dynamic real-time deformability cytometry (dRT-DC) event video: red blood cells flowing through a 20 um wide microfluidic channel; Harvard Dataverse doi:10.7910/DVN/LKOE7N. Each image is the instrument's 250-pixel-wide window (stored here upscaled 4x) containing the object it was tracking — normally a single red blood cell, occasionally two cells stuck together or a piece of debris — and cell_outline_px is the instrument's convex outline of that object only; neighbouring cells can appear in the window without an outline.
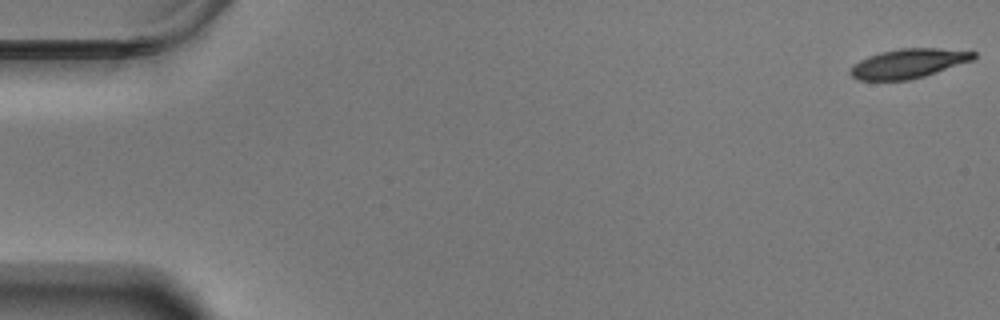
{"species": "Egyptian fruit bat (a non-hibernating species)", "species_latin": "Rousettus aegyptiacus", "temperature_condition": "warm", "stored_images_in_passage": 58, "camera_frame_rate_fps": 3000, "um_per_image_px": 0.085, "animal": {"sex": "male"}, "frame": {"image": 1, "passage_image": 1, "time_ms": 0.0, "image_size_px": [1000, 320], "cell_outline_px": [[976, 56], [972, 60], [924, 76], [908, 80], [860, 80], [852, 76], [848, 72], [860, 60], [868, 56], [880, 52], [900, 48], [940, 48], [976, 52]], "centroid_in_image_um": [77.21, 5.39], "position_along_channel_um": 7.8, "area_um2": 20.81}}
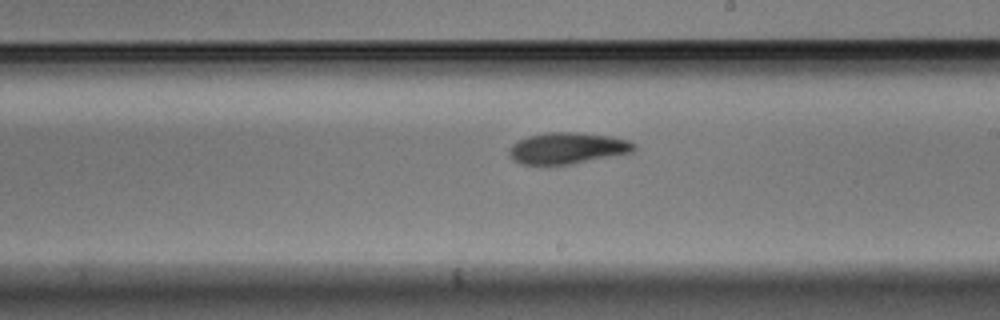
{"frame": {"image": 2, "passage_image": 34, "time_ms": 11.0, "image_size_px": [1000, 320], "cell_outline_px": [[636, 148], [632, 152], [572, 164], [524, 164], [516, 160], [508, 152], [508, 148], [512, 144], [528, 136], [544, 132], [576, 132], [612, 136], [628, 140], [636, 144]], "centroid_in_image_um": [48.26, 12.58], "position_along_channel_um": 240.7, "area_um2": 22.66}}
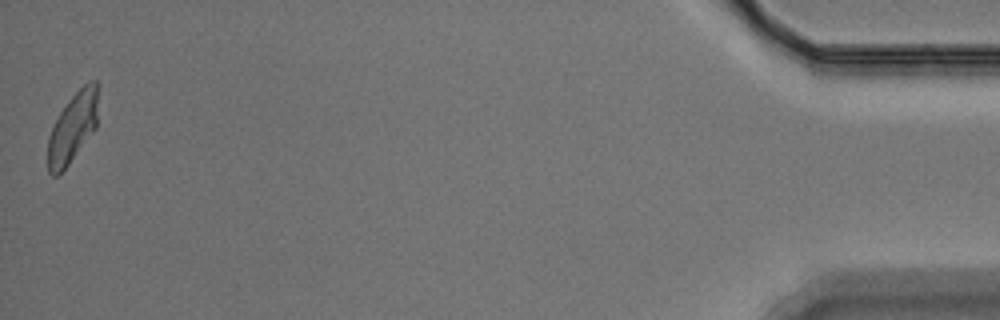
{"frame": {"image": 3, "passage_image": 58, "time_ms": 19.0, "image_size_px": [1000, 320], "cell_outline_px": [[100, 84], [96, 128], [68, 164], [56, 176], [52, 176], [48, 172], [48, 136], [60, 112], [68, 100], [88, 80], [96, 80]], "centroid_in_image_um": [6.22, 10.77], "position_along_channel_um": 429.0, "area_um2": 20.58}, "authors_computed_cell_mechanics": {"area_um2": 22.2241, "velocity_mm_per_s": 3.4872, "shape_relaxation_time_tau1_ms": 3.4353, "shape_relaxation_time_tau2_ms": 4.8941, "deformation_change_tau1": 0.1578, "deformation_change_tau2": 0.0944}}